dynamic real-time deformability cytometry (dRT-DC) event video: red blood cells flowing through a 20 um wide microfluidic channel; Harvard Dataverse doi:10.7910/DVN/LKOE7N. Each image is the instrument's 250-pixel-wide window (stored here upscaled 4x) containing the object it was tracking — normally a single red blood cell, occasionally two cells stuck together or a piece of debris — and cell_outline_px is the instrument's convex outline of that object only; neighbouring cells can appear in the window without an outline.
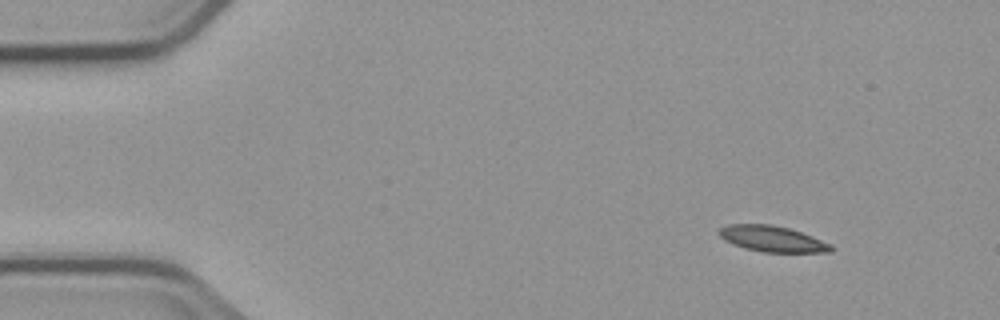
{"species": "common noctule bat (a hibernating species)", "species_latin": "Nyctalus noctula", "temperature_condition": "cold", "stored_images_in_passage": 3, "camera_frame_rate_fps": 3000, "um_per_image_px": 0.085, "animal": {"sex": "male", "body_mass_g": 23.1, "forearm_length_mm": 52.7}, "frame": {"image": 1, "passage_image": 3, "time_ms": 3.667, "image_size_px": [1000, 320], "cell_outline_px": [[832, 252], [764, 252], [744, 248], [732, 244], [724, 240], [716, 232], [720, 228], [728, 224], [772, 224], [788, 228], [812, 236], [832, 244]], "centroid_in_image_um": [65.61, 20.3], "position_along_channel_um": 19.4, "area_um2": 16.94}}